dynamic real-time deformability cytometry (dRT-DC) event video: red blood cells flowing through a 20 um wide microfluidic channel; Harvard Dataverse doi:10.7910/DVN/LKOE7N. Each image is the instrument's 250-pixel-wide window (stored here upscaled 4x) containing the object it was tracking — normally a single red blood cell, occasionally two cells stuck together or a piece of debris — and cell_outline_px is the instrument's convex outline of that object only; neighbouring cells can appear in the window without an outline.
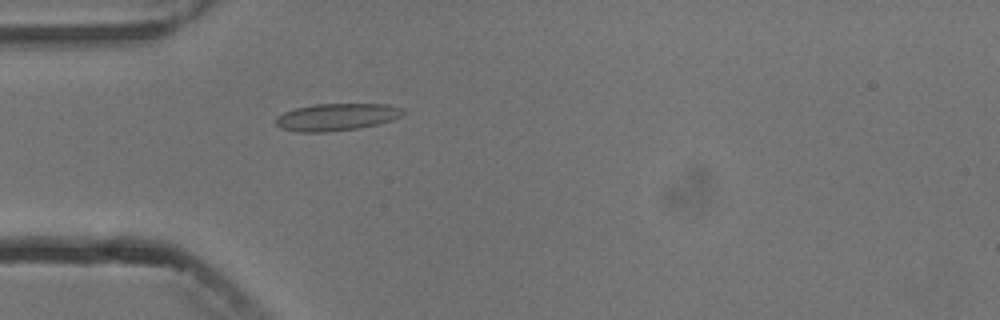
{"species": "common noctule bat (a hibernating species)", "species_latin": "Nyctalus noctula", "temperature_condition": "cold", "stored_images_in_passage": 5, "camera_frame_rate_fps": 3000, "um_per_image_px": 0.085, "animal": {"sex": "male", "body_mass_g": 13.3}, "frame": {"image": 1, "passage_image": 5, "time_ms": 4.667, "image_size_px": [1000, 320], "cell_outline_px": [[408, 112], [392, 120], [376, 124], [356, 128], [328, 132], [296, 132], [280, 128], [276, 124], [276, 116], [284, 112], [296, 108], [316, 104], [388, 104], [404, 108]], "centroid_in_image_um": [28.62, 9.94], "position_along_channel_um": 56.4, "area_um2": 20.23}}